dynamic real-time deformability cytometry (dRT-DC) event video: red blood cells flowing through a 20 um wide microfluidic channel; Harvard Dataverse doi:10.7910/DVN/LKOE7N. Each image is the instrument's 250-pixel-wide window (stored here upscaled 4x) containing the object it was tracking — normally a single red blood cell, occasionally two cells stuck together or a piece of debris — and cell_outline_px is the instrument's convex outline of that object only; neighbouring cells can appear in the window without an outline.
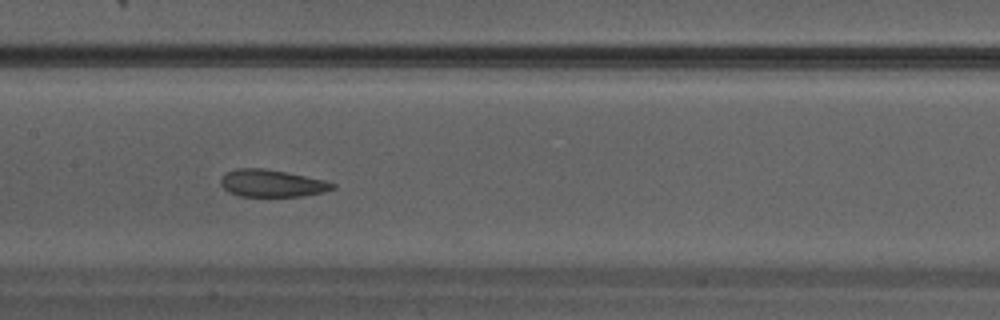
{"species": "Egyptian fruit bat (a non-hibernating species)", "species_latin": "Rousettus aegyptiacus", "temperature_condition": "warm", "stored_images_in_passage": 30, "camera_frame_rate_fps": 3000, "um_per_image_px": 0.085, "animal": {"sex": "male"}, "frame": {"image": 1, "passage_image": 13, "time_ms": 4.0, "image_size_px": [1000, 320], "cell_outline_px": [[336, 188], [324, 192], [304, 196], [240, 196], [228, 192], [220, 184], [220, 180], [228, 172], [236, 168], [264, 168], [324, 180], [336, 184]], "centroid_in_image_um": [23.12, 15.59], "position_along_channel_um": 184.3, "area_um2": 17.63}}